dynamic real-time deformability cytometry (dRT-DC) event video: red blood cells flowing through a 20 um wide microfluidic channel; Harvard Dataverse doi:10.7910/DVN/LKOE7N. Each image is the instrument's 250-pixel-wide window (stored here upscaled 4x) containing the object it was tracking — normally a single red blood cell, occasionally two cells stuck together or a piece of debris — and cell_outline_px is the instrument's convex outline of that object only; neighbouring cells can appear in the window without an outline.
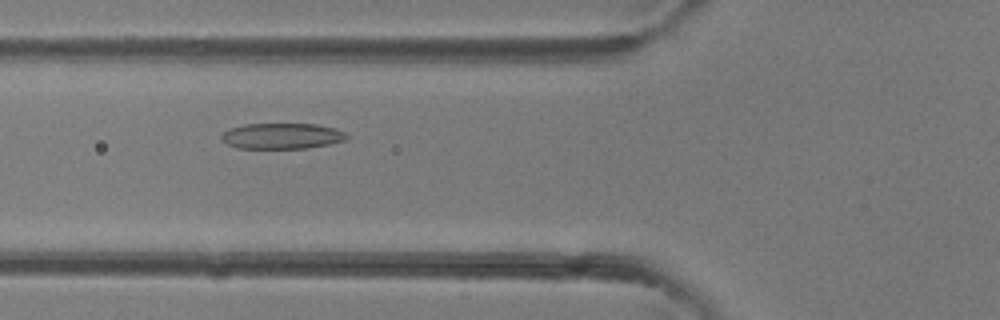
{"species": "common noctule bat (a hibernating species)", "species_latin": "Nyctalus noctula", "temperature_condition": "room temperature", "stored_images_in_passage": 33, "camera_frame_rate_fps": 3000, "um_per_image_px": 0.085, "animal": {"sex": "female"}, "frame": {"image": 1, "passage_image": 8, "time_ms": 2.333, "image_size_px": [1000, 320], "cell_outline_px": [[348, 136], [344, 140], [328, 144], [308, 148], [236, 148], [228, 144], [220, 136], [224, 132], [232, 128], [244, 124], [316, 124], [336, 128], [344, 132]], "centroid_in_image_um": [23.98, 11.56], "position_along_channel_um": 101.8, "area_um2": 18.61}}
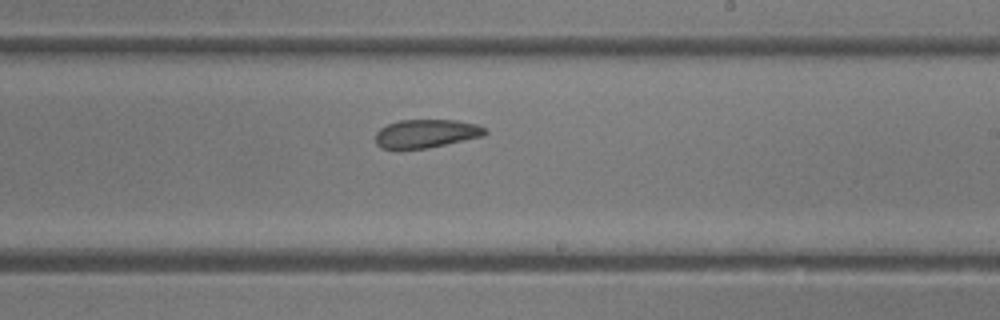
{"frame": {"image": 2, "passage_image": 17, "time_ms": 5.333, "image_size_px": [1000, 320], "cell_outline_px": [[488, 132], [484, 136], [428, 148], [400, 152], [380, 148], [376, 144], [376, 132], [380, 128], [388, 124], [400, 120], [456, 120], [476, 124], [484, 128]], "centroid_in_image_um": [36.16, 11.4], "position_along_channel_um": 252.8, "area_um2": 18.73}}
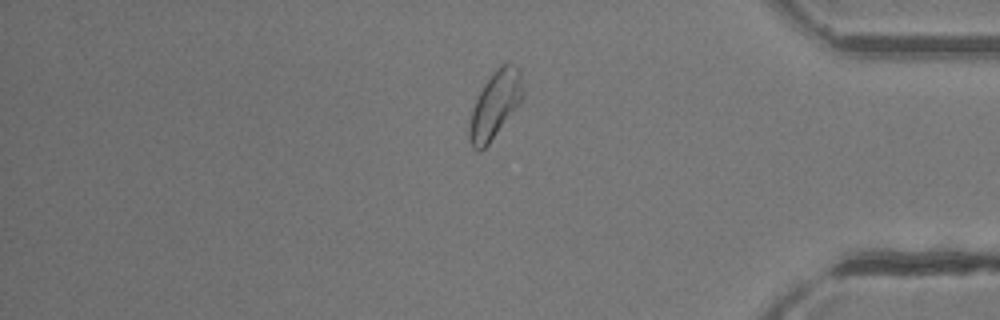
{"frame": {"image": 3, "passage_image": 27, "time_ms": 8.667, "image_size_px": [1000, 320], "cell_outline_px": [[524, 96], [488, 144], [480, 152], [476, 152], [472, 148], [468, 136], [468, 124], [472, 108], [484, 84], [492, 72], [504, 60], [508, 60], [516, 64], [520, 68], [524, 92]], "centroid_in_image_um": [42.08, 8.84], "position_along_channel_um": 393.1, "area_um2": 21.15}}